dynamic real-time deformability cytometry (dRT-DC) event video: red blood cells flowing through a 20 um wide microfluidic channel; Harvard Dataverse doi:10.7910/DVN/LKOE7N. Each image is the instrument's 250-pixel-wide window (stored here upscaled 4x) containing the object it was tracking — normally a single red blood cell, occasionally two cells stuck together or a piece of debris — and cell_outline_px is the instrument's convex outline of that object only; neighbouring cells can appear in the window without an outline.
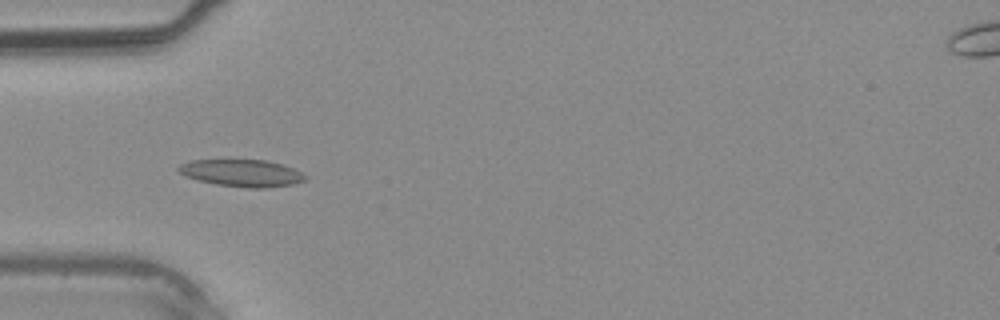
{"species": "common noctule bat (a hibernating species)", "species_latin": "Nyctalus noctula", "temperature_condition": "warm", "stored_images_in_passage": 4, "camera_frame_rate_fps": 3000, "um_per_image_px": 0.085, "animal": {"sex": "male", "body_mass_g": 20.4}, "frame": {"image": 1, "passage_image": 3, "time_ms": 3.333, "image_size_px": [1000, 320], "cell_outline_px": [[308, 176], [304, 180], [292, 184], [268, 188], [248, 188], [216, 184], [200, 180], [188, 176], [180, 172], [176, 168], [180, 164], [192, 160], [268, 160], [284, 164]], "centroid_in_image_um": [20.6, 14.7], "position_along_channel_um": 64.4, "area_um2": 19.88}}